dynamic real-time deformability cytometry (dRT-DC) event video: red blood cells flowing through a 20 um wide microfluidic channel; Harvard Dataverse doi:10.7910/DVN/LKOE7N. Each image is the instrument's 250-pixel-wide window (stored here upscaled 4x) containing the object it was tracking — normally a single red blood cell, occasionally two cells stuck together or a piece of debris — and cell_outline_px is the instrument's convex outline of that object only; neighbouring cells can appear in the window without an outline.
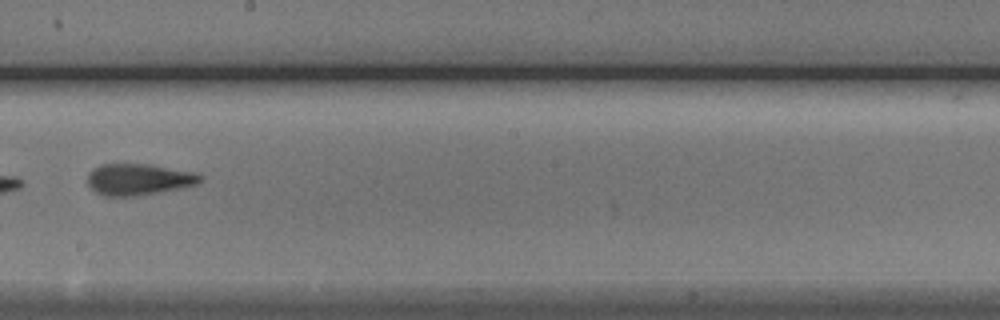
{"species": "Egyptian fruit bat (a non-hibernating species)", "species_latin": "Rousettus aegyptiacus", "temperature_condition": "cold", "stored_images_in_passage": 7, "camera_frame_rate_fps": 3000, "um_per_image_px": 0.085, "animal": {"sex": "male"}, "frame": {"image": 1, "passage_image": 6, "time_ms": 6.0, "image_size_px": [1000, 320], "cell_outline_px": [[204, 176], [196, 184], [180, 188], [136, 196], [104, 196], [96, 192], [88, 184], [88, 172], [92, 168], [100, 164], [148, 164], [196, 172]], "centroid_in_image_um": [11.77, 15.24], "position_along_channel_um": 236.4, "area_um2": 20.63}}
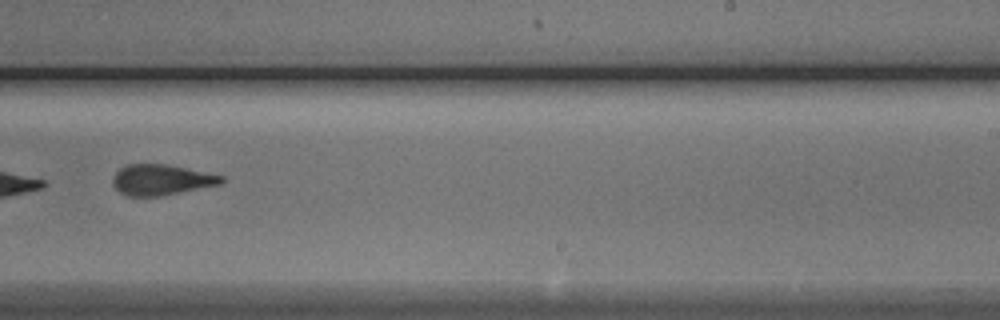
{"frame": {"image": 2, "passage_image": 7, "time_ms": 7.0, "image_size_px": [1000, 320], "cell_outline_px": [[224, 180], [220, 184], [160, 196], [128, 196], [120, 192], [112, 184], [112, 176], [120, 168], [128, 164], [164, 164], [224, 176]], "centroid_in_image_um": [13.66, 15.28], "position_along_channel_um": 275.3, "area_um2": 19.13}}